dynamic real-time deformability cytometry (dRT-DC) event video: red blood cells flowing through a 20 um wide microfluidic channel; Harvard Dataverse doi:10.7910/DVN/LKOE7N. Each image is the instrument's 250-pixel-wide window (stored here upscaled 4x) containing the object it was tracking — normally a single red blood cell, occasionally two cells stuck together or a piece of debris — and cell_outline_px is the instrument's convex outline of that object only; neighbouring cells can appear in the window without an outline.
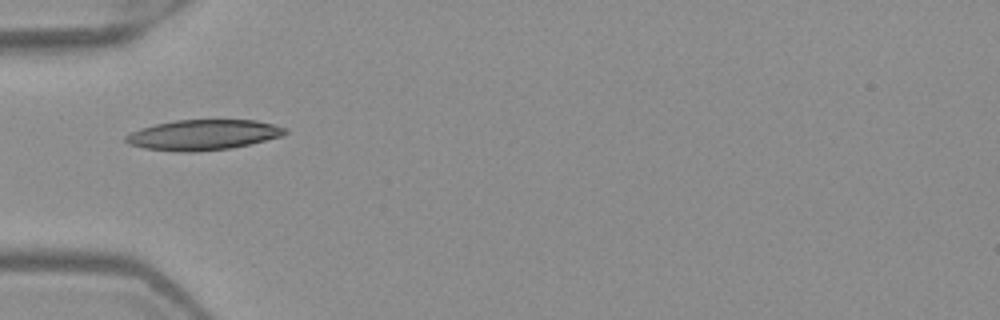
{"species": "Egyptian fruit bat (a non-hibernating species)", "species_latin": "Rousettus aegyptiacus", "temperature_condition": "warm", "stored_images_in_passage": 4, "camera_frame_rate_fps": 3000, "um_per_image_px": 0.085, "frame": {"image": 1, "passage_image": 4, "time_ms": 1.0, "image_size_px": [1000, 320], "cell_outline_px": [[288, 132], [280, 136], [232, 148], [196, 152], [184, 152], [144, 148], [128, 144], [124, 140], [124, 136], [140, 128], [156, 124], [176, 120], [256, 120], [288, 128]], "centroid_in_image_um": [17.25, 11.46], "position_along_channel_um": 67.8, "area_um2": 28.03}}